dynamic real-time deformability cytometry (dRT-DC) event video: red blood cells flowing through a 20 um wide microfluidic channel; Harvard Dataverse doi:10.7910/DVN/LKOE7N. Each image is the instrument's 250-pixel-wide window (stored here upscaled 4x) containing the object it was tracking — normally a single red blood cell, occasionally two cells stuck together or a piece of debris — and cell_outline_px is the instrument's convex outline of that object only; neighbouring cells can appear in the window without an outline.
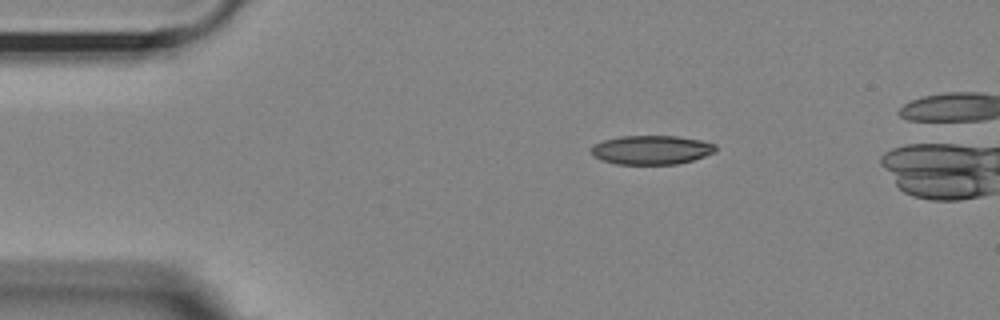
{"species": "Egyptian fruit bat (a non-hibernating species)", "species_latin": "Rousettus aegyptiacus", "temperature_condition": "room temperature", "stored_images_in_passage": 43, "camera_frame_rate_fps": 3000, "um_per_image_px": 0.085, "animal": {"sex": "female"}, "frame": {"image": 1, "passage_image": 1, "time_ms": 0.0, "image_size_px": [1000, 320], "cell_outline_px": [[716, 152], [692, 160], [676, 164], [616, 164], [600, 160], [592, 156], [592, 148], [596, 144], [604, 140], [620, 136], [676, 136], [700, 140], [716, 144]], "centroid_in_image_um": [55.38, 12.74], "position_along_channel_um": 29.6, "area_um2": 20.98}}
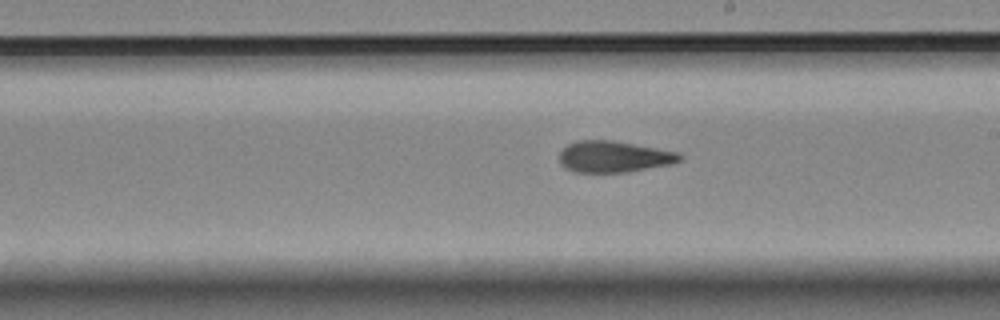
{"frame": {"image": 2, "passage_image": 22, "time_ms": 7.0, "image_size_px": [1000, 320], "cell_outline_px": [[684, 156], [680, 160], [672, 164], [628, 172], [576, 172], [564, 168], [560, 164], [560, 152], [568, 144], [576, 140], [612, 140], [680, 152]], "centroid_in_image_um": [52.19, 13.32], "position_along_channel_um": 236.8, "area_um2": 22.14}}
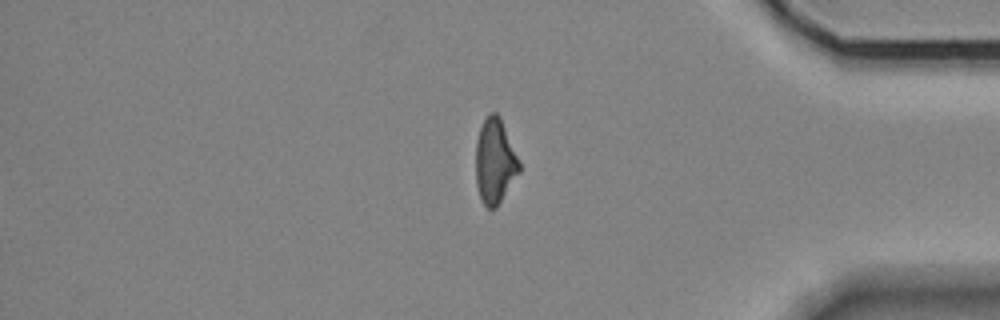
{"frame": {"image": 3, "passage_image": 37, "time_ms": 12.0, "image_size_px": [1000, 320], "cell_outline_px": [[520, 172], [496, 208], [488, 208], [484, 204], [480, 196], [476, 184], [476, 140], [480, 128], [488, 112], [496, 112], [500, 116], [520, 164]], "centroid_in_image_um": [42.06, 13.7], "position_along_channel_um": 393.1, "area_um2": 21.39}, "authors_computed_cell_mechanics": {"area_um2": 22.1374, "velocity_mm_per_s": 3.6378, "shape_relaxation_time_tau1_ms": 7.6235, "shape_relaxation_time_tau2_ms": 3.2762, "deformation_change_tau1": 0.2374, "deformation_change_tau2": 0.1292}}